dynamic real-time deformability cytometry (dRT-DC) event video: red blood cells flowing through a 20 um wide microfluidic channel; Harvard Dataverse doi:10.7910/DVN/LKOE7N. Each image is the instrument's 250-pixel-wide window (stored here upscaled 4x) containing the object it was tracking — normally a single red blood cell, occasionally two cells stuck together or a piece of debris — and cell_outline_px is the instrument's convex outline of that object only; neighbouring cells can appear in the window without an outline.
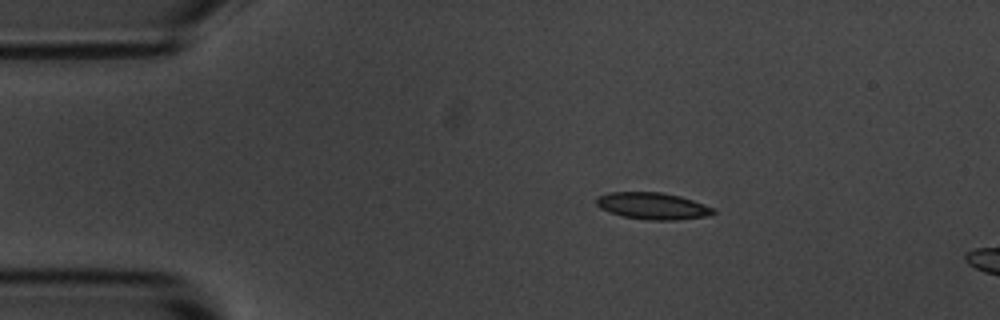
{"species": "common noctule bat (a hibernating species)", "species_latin": "Nyctalus noctula", "temperature_condition": "room temperature", "stored_images_in_passage": 8, "camera_frame_rate_fps": 3000, "um_per_image_px": 0.085, "animal": {"sex": "male", "body_mass_g": 20.1, "forearm_length_mm": 53.5}, "frame": {"image": 1, "passage_image": 1, "time_ms": 0.0, "image_size_px": [1000, 320], "cell_outline_px": [[716, 212], [712, 216], [676, 220], [648, 220], [624, 216], [600, 208], [596, 204], [596, 196], [612, 192], [660, 192], [680, 196], [716, 208]], "centroid_in_image_um": [55.54, 17.51], "position_along_channel_um": 29.5, "area_um2": 18.32}}